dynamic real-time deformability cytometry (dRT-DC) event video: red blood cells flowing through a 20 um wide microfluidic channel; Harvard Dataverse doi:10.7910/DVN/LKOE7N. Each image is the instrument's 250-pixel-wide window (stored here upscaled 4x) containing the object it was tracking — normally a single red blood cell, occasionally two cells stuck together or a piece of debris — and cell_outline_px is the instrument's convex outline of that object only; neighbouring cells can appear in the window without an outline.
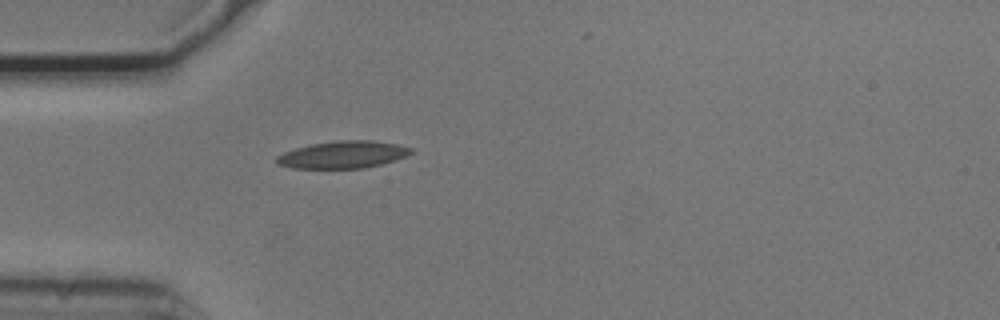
{"species": "common noctule bat (a hibernating species)", "species_latin": "Nyctalus noctula", "temperature_condition": "cold", "stored_images_in_passage": 18, "camera_frame_rate_fps": 3000, "um_per_image_px": 0.085, "animal": {"sex": "male", "body_mass_g": 20.5, "forearm_length_mm": 52.5}, "frame": {"image": 1, "passage_image": 1, "time_ms": 0.0, "image_size_px": [1000, 320], "cell_outline_px": [[412, 152], [396, 160], [364, 168], [292, 168], [276, 164], [276, 156], [284, 152], [296, 148], [312, 144], [336, 140], [372, 140], [396, 144], [412, 148]], "centroid_in_image_um": [29.12, 13.14], "position_along_channel_um": 55.9, "area_um2": 21.21}}
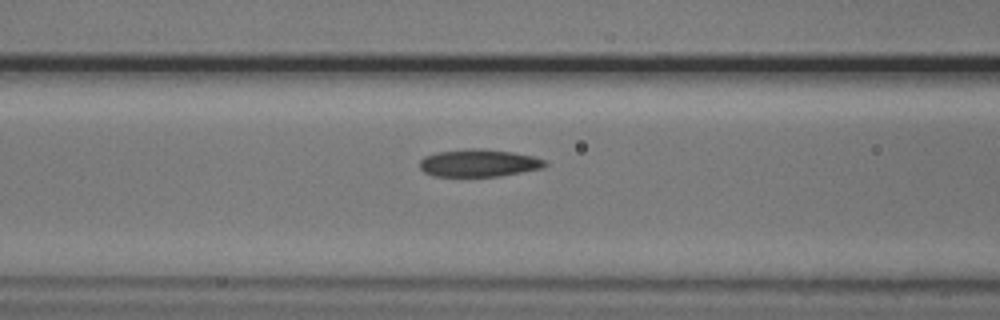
{"frame": {"image": 2, "passage_image": 7, "time_ms": 2.0, "image_size_px": [1000, 320], "cell_outline_px": [[548, 164], [544, 168], [500, 176], [432, 176], [424, 172], [420, 168], [420, 160], [424, 156], [436, 152], [468, 148], [480, 148], [512, 152], [536, 156], [544, 160]], "centroid_in_image_um": [40.71, 13.85], "position_along_channel_um": 125.9, "area_um2": 20.29}}